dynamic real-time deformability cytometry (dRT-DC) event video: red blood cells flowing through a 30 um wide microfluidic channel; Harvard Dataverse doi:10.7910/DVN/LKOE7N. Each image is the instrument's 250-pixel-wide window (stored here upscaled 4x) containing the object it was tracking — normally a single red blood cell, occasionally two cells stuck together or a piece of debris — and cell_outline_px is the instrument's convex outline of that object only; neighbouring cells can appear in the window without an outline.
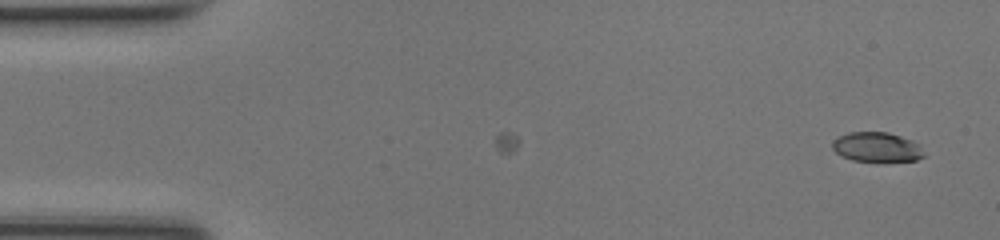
{"species": "common noctule bat (a hibernating species)", "species_latin": "Nyctalus noctula", "temperature_condition": "room temperature", "stored_images_in_passage": 7, "camera_frame_rate_fps": 3000, "um_per_image_px": 0.085, "animal": {"sex": "female", "body_mass_g": 17.0, "forearm_length_mm": 48.0}, "frame": {"image": 1, "passage_image": 7, "time_ms": 2.0, "image_size_px": [1000, 240], "cell_outline_px": [[924, 156], [916, 160], [852, 160], [836, 152], [832, 148], [832, 140], [836, 136], [848, 132], [888, 132], [912, 140], [920, 144], [924, 152]], "centroid_in_image_um": [74.51, 12.47], "position_along_channel_um": 10.5, "area_um2": 15.66}}